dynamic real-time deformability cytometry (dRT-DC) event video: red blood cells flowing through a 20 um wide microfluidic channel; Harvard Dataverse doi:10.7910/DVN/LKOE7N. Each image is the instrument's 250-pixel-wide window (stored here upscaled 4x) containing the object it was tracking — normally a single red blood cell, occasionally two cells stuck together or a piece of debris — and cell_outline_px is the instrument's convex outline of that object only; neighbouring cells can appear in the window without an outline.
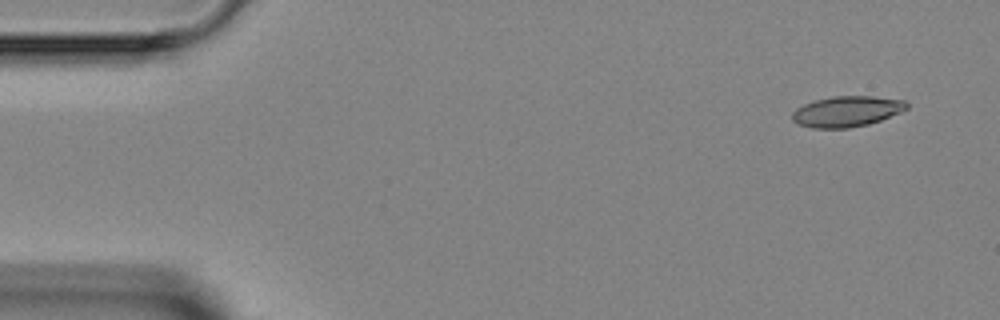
{"species": "Egyptian fruit bat (a non-hibernating species)", "species_latin": "Rousettus aegyptiacus", "temperature_condition": "room temperature", "stored_images_in_passage": 4, "camera_frame_rate_fps": 3000, "um_per_image_px": 0.085, "animal": {"sex": "female"}, "frame": {"image": 1, "passage_image": 1, "time_ms": 0.0, "image_size_px": [1000, 320], "cell_outline_px": [[908, 108], [900, 112], [880, 120], [868, 124], [848, 128], [812, 128], [800, 124], [792, 120], [792, 112], [796, 108], [804, 104], [816, 100], [832, 96], [872, 96], [904, 100], [908, 104]], "centroid_in_image_um": [71.97, 9.47], "position_along_channel_um": 13.0, "area_um2": 20.35}}
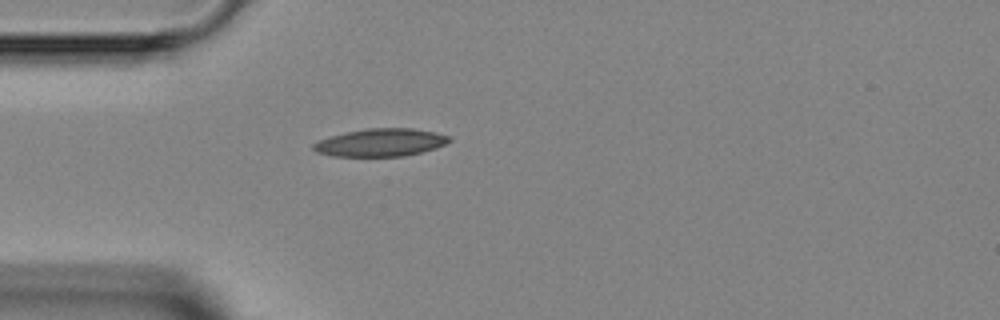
{"frame": {"image": 2, "passage_image": 4, "time_ms": 3.333, "image_size_px": [1000, 320], "cell_outline_px": [[452, 140], [436, 148], [404, 156], [332, 156], [316, 152], [312, 148], [312, 144], [328, 136], [364, 128], [412, 128], [436, 132], [448, 136]], "centroid_in_image_um": [32.32, 12.11], "position_along_channel_um": 52.7, "area_um2": 22.02}}